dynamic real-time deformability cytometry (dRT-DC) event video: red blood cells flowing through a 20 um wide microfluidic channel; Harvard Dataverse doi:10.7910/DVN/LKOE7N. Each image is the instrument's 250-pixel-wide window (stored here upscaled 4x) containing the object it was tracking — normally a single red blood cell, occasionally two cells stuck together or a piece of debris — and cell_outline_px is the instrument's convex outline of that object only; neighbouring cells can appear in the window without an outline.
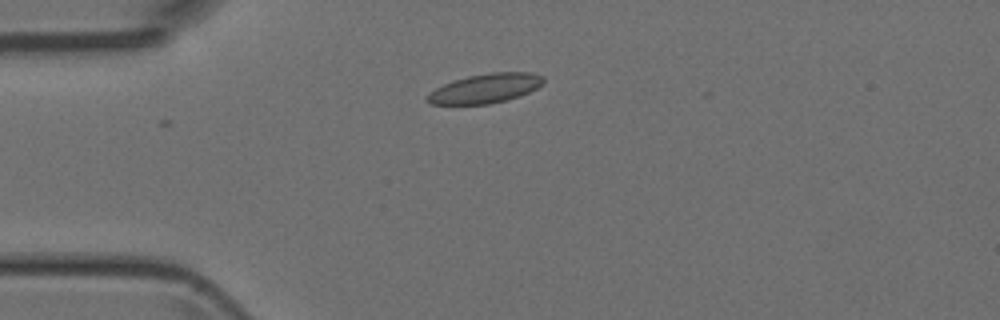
{"species": "Egyptian fruit bat (a non-hibernating species)", "species_latin": "Rousettus aegyptiacus", "temperature_condition": "room temperature", "stored_images_in_passage": 1, "camera_frame_rate_fps": 3000, "um_per_image_px": 0.085, "animal": {"sex": "female"}, "frame": {"image": 1, "passage_image": 1, "time_ms": 0.0, "image_size_px": [1000, 320], "cell_outline_px": [[544, 84], [520, 96], [488, 104], [428, 104], [424, 100], [428, 92], [452, 80], [468, 76], [492, 72], [532, 72], [544, 76]], "centroid_in_image_um": [41.23, 7.51], "position_along_channel_um": 43.8, "area_um2": 20.0}}